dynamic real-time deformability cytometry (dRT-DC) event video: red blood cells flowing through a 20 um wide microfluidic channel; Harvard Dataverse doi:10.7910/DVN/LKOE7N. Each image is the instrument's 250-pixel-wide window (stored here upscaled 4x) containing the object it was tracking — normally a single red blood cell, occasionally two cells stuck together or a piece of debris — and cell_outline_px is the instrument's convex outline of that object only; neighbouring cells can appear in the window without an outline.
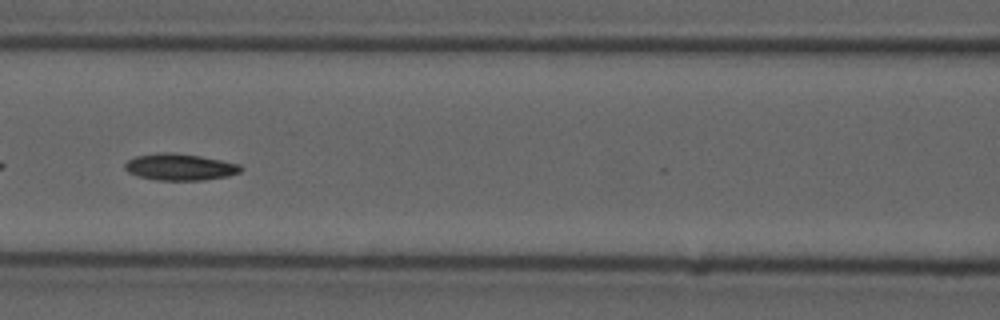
{"species": "common noctule bat (a hibernating species)", "species_latin": "Nyctalus noctula", "temperature_condition": "cold", "stored_images_in_passage": 55, "camera_frame_rate_fps": 3000, "um_per_image_px": 0.085, "animal": {"sex": "male", "forearm_length_mm": 52.5}, "frame": {"image": 1, "passage_image": 24, "time_ms": 7.667, "image_size_px": [1000, 320], "cell_outline_px": [[244, 168], [240, 172], [228, 176], [200, 180], [156, 180], [136, 176], [128, 172], [124, 168], [124, 164], [128, 160], [136, 156], [168, 152], [200, 156], [240, 164]], "centroid_in_image_um": [15.28, 14.2], "position_along_channel_um": 151.3, "area_um2": 17.86}, "authors_computed_cell_mechanics": {"area_um2": 17.8602, "velocity_mm_per_s": 3.6894, "shape_relaxation_time_tau1_ms": 9.3777, "shape_relaxation_time_tau2_ms": 4.937, "deformation_change_tau1": 0.1963, "deformation_change_tau2": 0.0834}}